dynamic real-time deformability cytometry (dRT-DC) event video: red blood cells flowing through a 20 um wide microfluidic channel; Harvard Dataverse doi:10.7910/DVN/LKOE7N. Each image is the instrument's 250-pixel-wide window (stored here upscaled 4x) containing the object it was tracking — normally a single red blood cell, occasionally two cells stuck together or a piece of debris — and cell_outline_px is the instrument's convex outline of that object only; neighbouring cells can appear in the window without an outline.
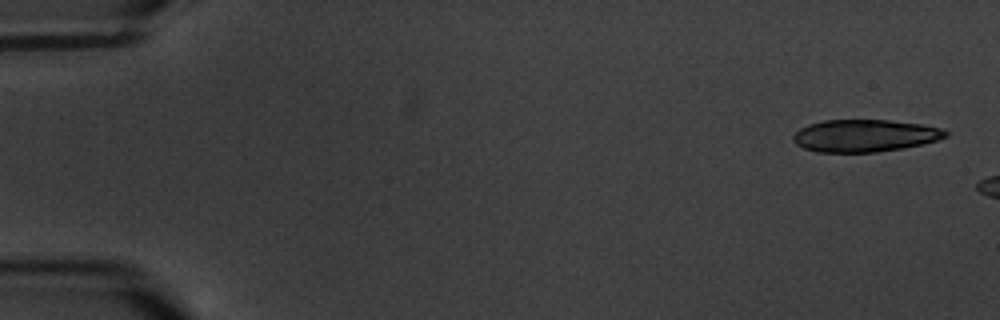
{"species": "common noctule bat (a hibernating species)", "species_latin": "Nyctalus noctula", "temperature_condition": "warm", "stored_images_in_passage": 3, "camera_frame_rate_fps": 3000, "um_per_image_px": 0.085, "animal": {"sex": "male", "body_mass_g": 20.1, "forearm_length_mm": 53.5}, "frame": {"image": 1, "passage_image": 1, "time_ms": 0.0, "image_size_px": [1000, 320], "cell_outline_px": [[948, 136], [936, 140], [904, 148], [876, 152], [816, 152], [804, 148], [796, 144], [792, 140], [792, 136], [800, 128], [808, 124], [824, 120], [888, 120], [920, 124], [940, 128], [948, 132]], "centroid_in_image_um": [73.46, 11.53], "position_along_channel_um": 11.5, "area_um2": 28.61}}